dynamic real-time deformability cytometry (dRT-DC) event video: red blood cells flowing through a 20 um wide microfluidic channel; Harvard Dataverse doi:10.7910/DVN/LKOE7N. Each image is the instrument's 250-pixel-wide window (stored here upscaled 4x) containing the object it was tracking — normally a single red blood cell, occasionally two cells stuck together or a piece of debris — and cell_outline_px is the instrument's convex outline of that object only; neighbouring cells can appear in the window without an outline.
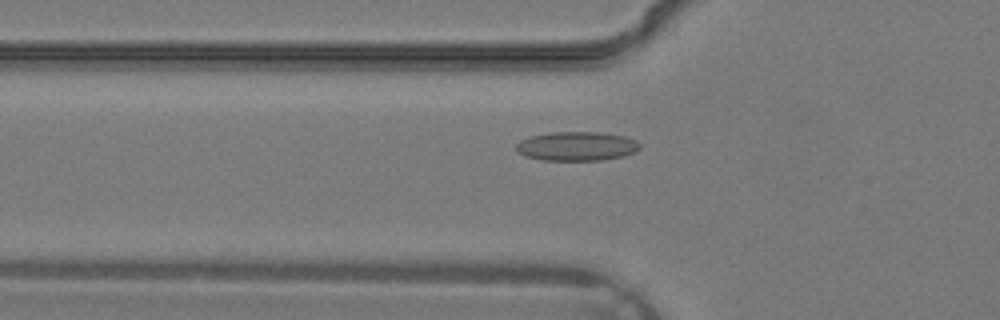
{"species": "common noctule bat (a hibernating species)", "species_latin": "Nyctalus noctula", "temperature_condition": "warm", "stored_images_in_passage": 28, "segment_of_instrument_passage": [1, 2], "camera_frame_rate_fps": 3000, "um_per_image_px": 0.085, "animal": {"sex": "male", "body_mass_g": 19.2, "forearm_length_mm": 51.8}, "frame": {"image": 1, "passage_image": 3, "time_ms": 0.667, "image_size_px": [1000, 320], "cell_outline_px": [[640, 148], [636, 152], [624, 156], [600, 160], [540, 160], [524, 156], [516, 152], [516, 144], [520, 140], [532, 136], [552, 132], [600, 132], [624, 136], [636, 140], [640, 144]], "centroid_in_image_um": [49.02, 12.43], "position_along_channel_um": 76.8, "area_um2": 21.1}}
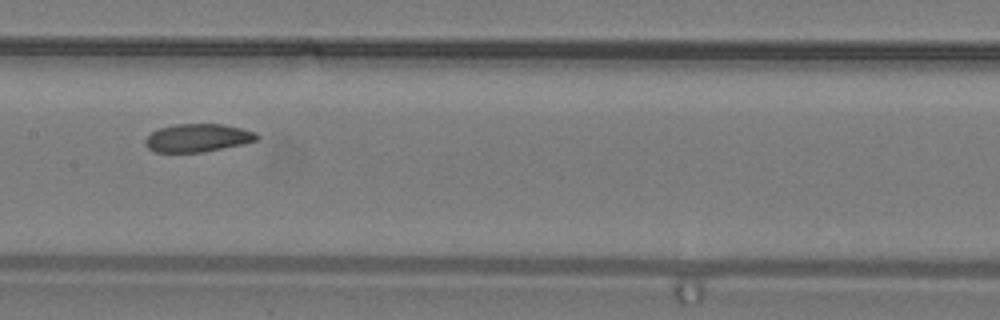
{"frame": {"image": 2, "passage_image": 9, "time_ms": 2.667, "image_size_px": [1000, 320], "cell_outline_px": [[260, 136], [256, 140], [240, 144], [204, 152], [156, 152], [148, 148], [144, 144], [144, 140], [152, 132], [160, 128], [176, 124], [220, 124], [240, 128], [256, 132]], "centroid_in_image_um": [16.78, 11.72], "position_along_channel_um": 190.6, "area_um2": 18.03}}
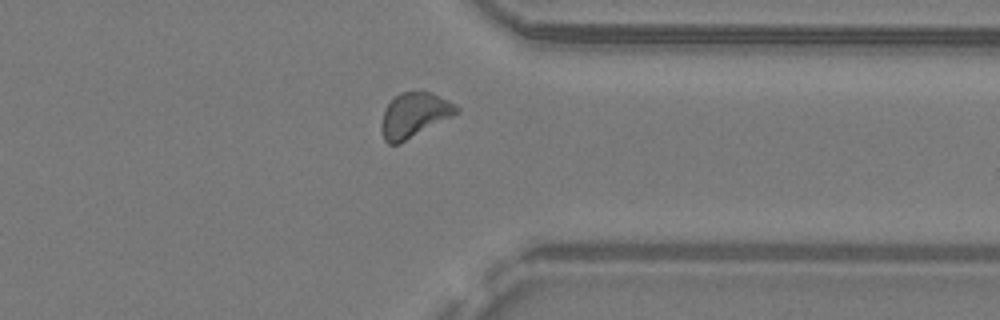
{"frame": {"image": 3, "passage_image": 19, "time_ms": 6.0, "image_size_px": [1000, 320], "cell_outline_px": [[460, 112], [400, 144], [388, 144], [384, 140], [380, 128], [380, 124], [384, 108], [400, 92], [420, 88], [432, 92], [456, 104], [460, 108]], "centroid_in_image_um": [35.21, 9.75], "position_along_channel_um": 376.2, "area_um2": 20.17}}